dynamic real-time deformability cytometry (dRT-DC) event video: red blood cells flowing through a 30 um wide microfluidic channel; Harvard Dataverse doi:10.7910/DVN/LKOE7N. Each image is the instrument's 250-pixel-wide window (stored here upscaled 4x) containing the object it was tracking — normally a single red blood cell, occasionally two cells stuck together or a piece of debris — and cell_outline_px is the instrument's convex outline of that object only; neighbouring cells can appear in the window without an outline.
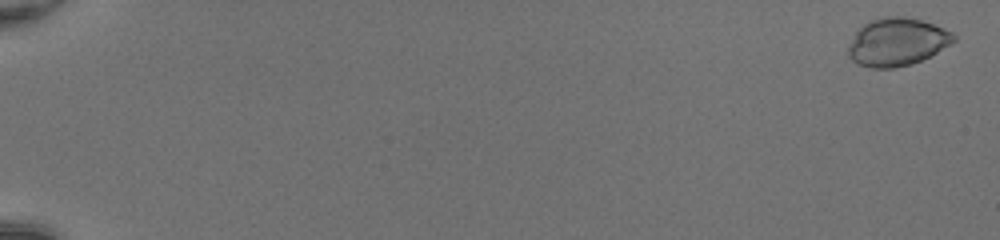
{"species": "common noctule bat (a hibernating species)", "species_latin": "Nyctalus noctula", "temperature_condition": "room temperature", "stored_images_in_passage": 53, "camera_frame_rate_fps": 3000, "um_per_image_px": 0.085, "animal": {"sex": "female", "body_mass_g": 20.0, "forearm_length_mm": 54.0}, "frame": {"image": 1, "passage_image": 2, "time_ms": 0.333, "image_size_px": [1000, 240], "cell_outline_px": [[956, 40], [936, 52], [912, 64], [892, 68], [872, 68], [856, 64], [848, 56], [848, 44], [856, 32], [864, 24], [872, 20], [884, 16], [904, 16], [920, 20], [932, 24], [952, 32], [956, 36]], "centroid_in_image_um": [76.21, 3.57], "position_along_channel_um": 8.8, "area_um2": 29.19}}
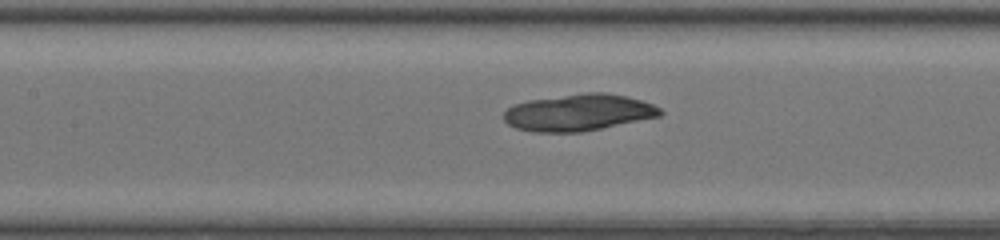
{"frame": {"image": 2, "passage_image": 28, "time_ms": 9.0, "image_size_px": [1000, 240], "cell_outline_px": [[664, 112], [660, 116], [580, 132], [532, 132], [516, 128], [508, 124], [504, 120], [504, 112], [512, 104], [528, 100], [584, 92], [604, 92], [628, 96], [652, 104], [660, 108]], "centroid_in_image_um": [49.15, 9.55], "position_along_channel_um": 158.2, "area_um2": 33.47}}
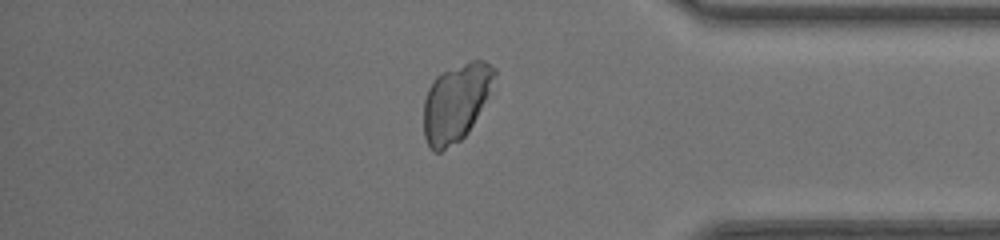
{"frame": {"image": 3, "passage_image": 46, "time_ms": 15.0, "image_size_px": [1000, 240], "cell_outline_px": [[496, 72], [488, 92], [468, 132], [460, 140], [440, 152], [432, 152], [424, 136], [424, 100], [428, 88], [432, 80], [436, 76], [444, 72], [472, 60], [484, 60], [496, 68]], "centroid_in_image_um": [38.7, 8.72], "position_along_channel_um": 396.5, "area_um2": 31.21}}